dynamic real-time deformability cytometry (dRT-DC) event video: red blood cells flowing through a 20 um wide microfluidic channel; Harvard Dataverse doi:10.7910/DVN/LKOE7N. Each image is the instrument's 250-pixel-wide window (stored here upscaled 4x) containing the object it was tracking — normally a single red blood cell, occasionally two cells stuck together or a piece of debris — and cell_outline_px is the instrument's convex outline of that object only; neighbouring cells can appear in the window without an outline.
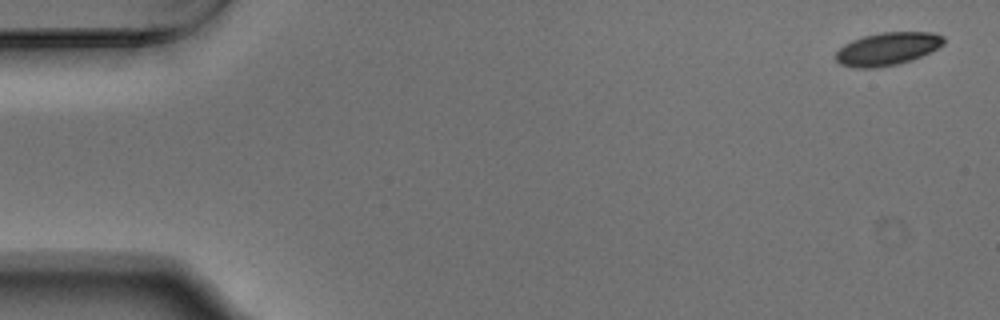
{"species": "Egyptian fruit bat (a non-hibernating species)", "species_latin": "Rousettus aegyptiacus", "temperature_condition": "warm", "stored_images_in_passage": 6, "camera_frame_rate_fps": 3000, "um_per_image_px": 0.085, "animal": {"sex": "male"}, "frame": {"image": 1, "passage_image": 1, "time_ms": 0.0, "image_size_px": [1000, 320], "cell_outline_px": [[944, 44], [920, 56], [896, 64], [876, 68], [856, 68], [840, 64], [836, 60], [836, 52], [844, 44], [852, 40], [864, 36], [880, 32], [932, 32], [944, 36]], "centroid_in_image_um": [75.4, 4.14], "position_along_channel_um": 9.6, "area_um2": 20.46}}